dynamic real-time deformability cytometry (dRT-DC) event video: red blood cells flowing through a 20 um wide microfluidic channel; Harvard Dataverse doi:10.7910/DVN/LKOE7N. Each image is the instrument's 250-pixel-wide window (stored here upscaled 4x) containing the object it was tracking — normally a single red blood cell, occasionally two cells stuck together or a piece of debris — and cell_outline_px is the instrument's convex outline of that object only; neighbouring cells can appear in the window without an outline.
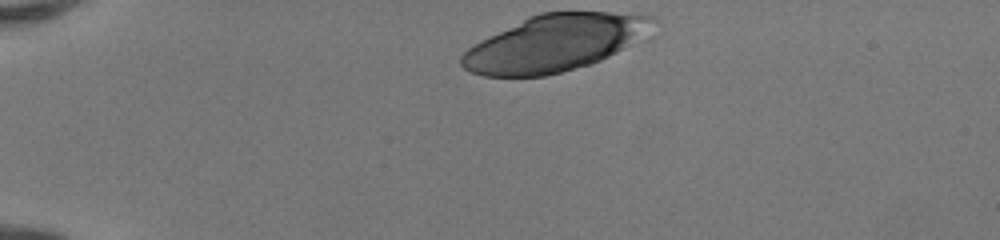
{"species": "human", "species_latin": "Homo sapiens", "temperature_condition": "room temperature", "stored_images_in_passage": 34, "camera_frame_rate_fps": 3000, "um_per_image_px": 0.085, "donor": {"sex": "female"}, "frame": {"image": 1, "passage_image": 1, "time_ms": 0.0, "image_size_px": [1000, 240], "cell_outline_px": [[656, 20], [624, 48], [592, 64], [544, 76], [484, 76], [472, 72], [464, 68], [460, 64], [460, 56], [468, 48], [480, 40], [528, 16], [540, 12], [612, 12], [652, 16]], "centroid_in_image_um": [47.03, 3.66], "position_along_channel_um": 38.0, "area_um2": 61.85}}